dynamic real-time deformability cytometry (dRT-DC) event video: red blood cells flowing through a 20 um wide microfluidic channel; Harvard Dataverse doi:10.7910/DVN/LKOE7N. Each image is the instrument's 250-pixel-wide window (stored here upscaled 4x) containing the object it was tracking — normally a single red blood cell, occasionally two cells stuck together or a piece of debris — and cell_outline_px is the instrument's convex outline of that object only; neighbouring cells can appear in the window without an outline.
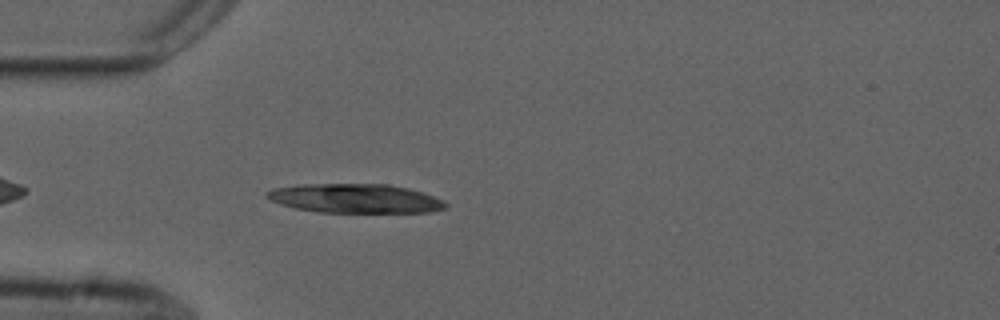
{"species": "common noctule bat (a hibernating species)", "species_latin": "Nyctalus noctula", "temperature_condition": "cold", "stored_images_in_passage": 12, "camera_frame_rate_fps": 3000, "um_per_image_px": 0.085, "animal": {"sex": "male", "forearm_length_mm": 52.5}, "frame": {"image": 1, "passage_image": 4, "time_ms": 1.0, "image_size_px": [1000, 320], "cell_outline_px": [[448, 208], [432, 212], [320, 212], [296, 208], [272, 200], [264, 196], [264, 192], [272, 188], [300, 184], [388, 184], [408, 188], [444, 200], [448, 204]], "centroid_in_image_um": [30.21, 16.86], "position_along_channel_um": 54.8, "area_um2": 30.29}}